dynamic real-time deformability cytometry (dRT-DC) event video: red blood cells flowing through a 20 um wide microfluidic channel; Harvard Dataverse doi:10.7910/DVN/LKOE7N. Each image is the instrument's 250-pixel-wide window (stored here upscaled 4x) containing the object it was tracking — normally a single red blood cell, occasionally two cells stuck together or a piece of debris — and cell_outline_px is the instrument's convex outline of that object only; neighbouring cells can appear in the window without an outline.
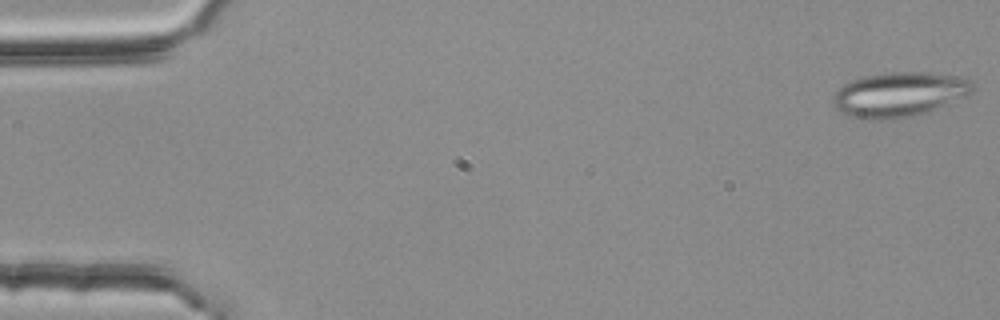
{"species": "common noctule bat (a hibernating species)", "species_latin": "Nyctalus noctula", "temperature_condition": "room temperature", "stored_images_in_passage": 4, "camera_frame_rate_fps": 3000, "um_per_image_px": 0.085, "animal": {"sex": "female", "body_mass_g": 25.1}, "frame": {"image": 1, "passage_image": 1, "time_ms": 0.0, "image_size_px": [1000, 320], "cell_outline_px": [[972, 92], [964, 96], [928, 112], [912, 116], [892, 120], [868, 120], [844, 116], [832, 104], [832, 96], [836, 88], [852, 80], [864, 76], [884, 72], [928, 72], [964, 76], [972, 80]], "centroid_in_image_um": [76.37, 8.03], "position_along_channel_um": 8.6, "area_um2": 37.05}}